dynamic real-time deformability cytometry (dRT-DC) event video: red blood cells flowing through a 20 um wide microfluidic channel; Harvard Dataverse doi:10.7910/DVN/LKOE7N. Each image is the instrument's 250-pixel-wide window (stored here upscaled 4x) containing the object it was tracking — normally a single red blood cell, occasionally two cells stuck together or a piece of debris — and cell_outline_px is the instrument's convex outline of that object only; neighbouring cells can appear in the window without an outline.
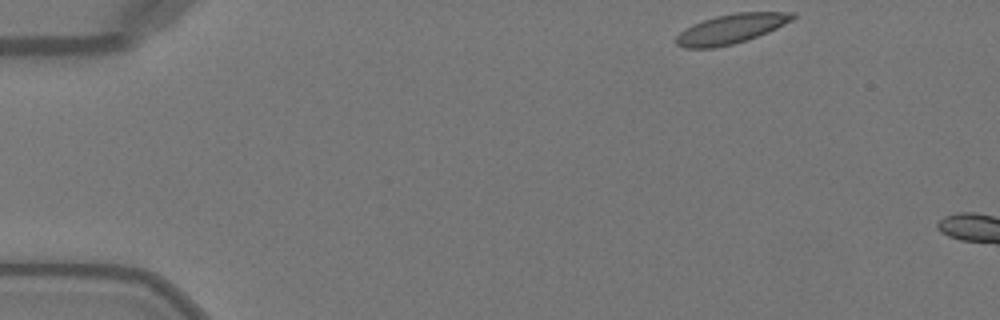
{"species": "Egyptian fruit bat (a non-hibernating species)", "species_latin": "Rousettus aegyptiacus", "temperature_condition": "warm", "stored_images_in_passage": 4, "camera_frame_rate_fps": 3000, "um_per_image_px": 0.085, "animal": {"sex": "female"}, "frame": {"image": 1, "passage_image": 1, "time_ms": 0.0, "image_size_px": [1000, 320], "cell_outline_px": [[796, 16], [792, 20], [768, 32], [748, 40], [716, 48], [684, 48], [676, 44], [676, 36], [680, 32], [692, 24], [716, 16], [736, 12], [796, 12]], "centroid_in_image_um": [62.14, 2.45], "position_along_channel_um": 22.9, "area_um2": 20.06}}